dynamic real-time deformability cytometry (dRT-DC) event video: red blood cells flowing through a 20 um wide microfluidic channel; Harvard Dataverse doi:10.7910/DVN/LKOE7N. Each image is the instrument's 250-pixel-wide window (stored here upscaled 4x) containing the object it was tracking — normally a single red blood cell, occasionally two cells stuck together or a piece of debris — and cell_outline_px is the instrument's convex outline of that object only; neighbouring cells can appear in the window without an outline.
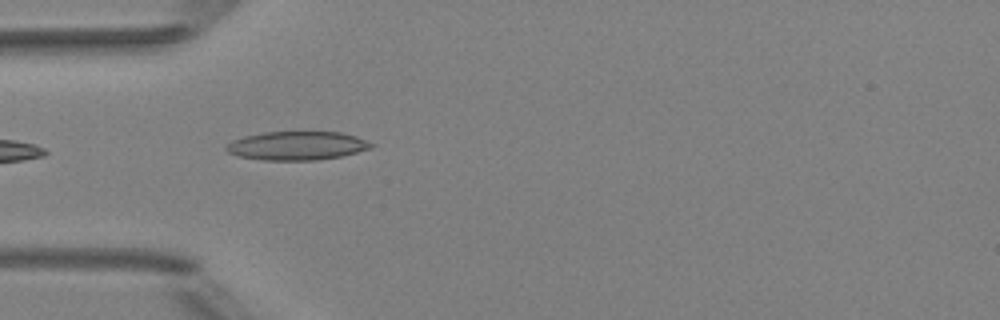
{"species": "Egyptian fruit bat (a non-hibernating species)", "species_latin": "Rousettus aegyptiacus", "temperature_condition": "room temperature", "stored_images_in_passage": 6, "camera_frame_rate_fps": 3000, "um_per_image_px": 0.085, "animal": {"sex": "female"}, "frame": {"image": 1, "passage_image": 5, "time_ms": 4.333, "image_size_px": [1000, 320], "cell_outline_px": [[376, 144], [372, 148], [340, 156], [316, 160], [264, 160], [240, 156], [228, 152], [224, 148], [232, 140], [244, 136], [264, 132], [340, 132], [356, 136]], "centroid_in_image_um": [25.26, 12.38], "position_along_channel_um": 59.7, "area_um2": 24.1}}
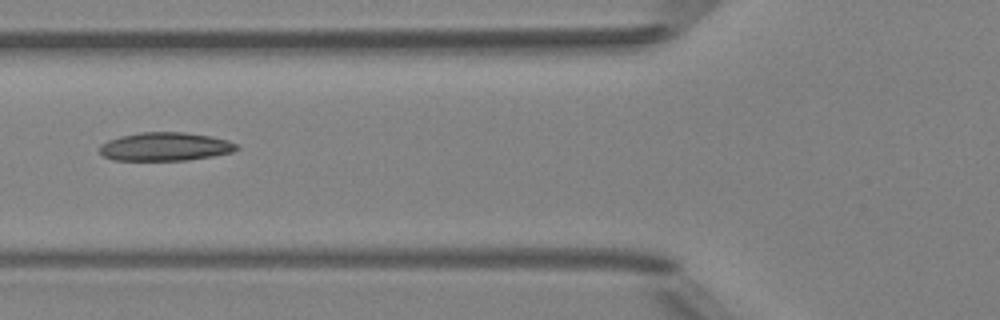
{"frame": {"image": 2, "passage_image": 6, "time_ms": 5.667, "image_size_px": [1000, 320], "cell_outline_px": [[240, 148], [232, 152], [212, 156], [188, 160], [112, 160], [104, 156], [100, 152], [100, 144], [108, 140], [120, 136], [140, 132], [184, 132], [212, 136], [228, 140], [236, 144]], "centroid_in_image_um": [14.04, 12.46], "position_along_channel_um": 111.8, "area_um2": 22.77}}